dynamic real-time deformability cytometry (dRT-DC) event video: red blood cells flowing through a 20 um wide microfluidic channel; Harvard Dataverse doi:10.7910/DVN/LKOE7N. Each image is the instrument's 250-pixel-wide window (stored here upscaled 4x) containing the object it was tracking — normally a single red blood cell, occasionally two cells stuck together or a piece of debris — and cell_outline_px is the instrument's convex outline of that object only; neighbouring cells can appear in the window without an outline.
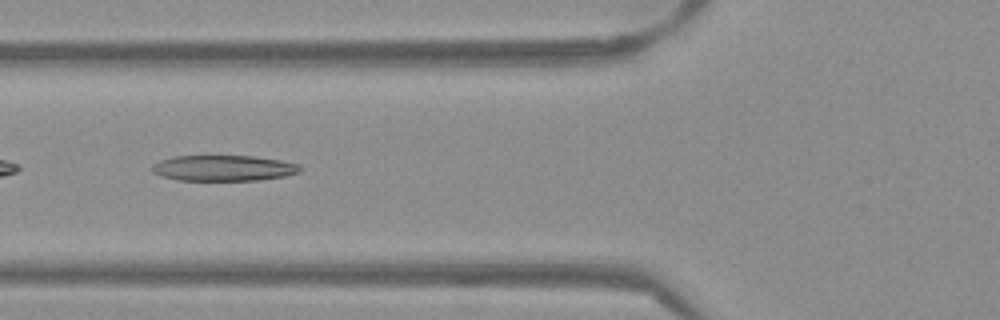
{"species": "Egyptian fruit bat (a non-hibernating species)", "species_latin": "Rousettus aegyptiacus", "temperature_condition": "warm", "stored_images_in_passage": 39, "camera_frame_rate_fps": 3000, "um_per_image_px": 0.085, "frame": {"image": 1, "passage_image": 20, "time_ms": 6.333, "image_size_px": [1000, 320], "cell_outline_px": [[300, 172], [284, 176], [260, 180], [176, 180], [160, 176], [152, 172], [152, 164], [160, 160], [172, 156], [252, 156], [280, 160], [300, 164]], "centroid_in_image_um": [18.96, 14.29], "position_along_channel_um": 106.8, "area_um2": 22.25}}
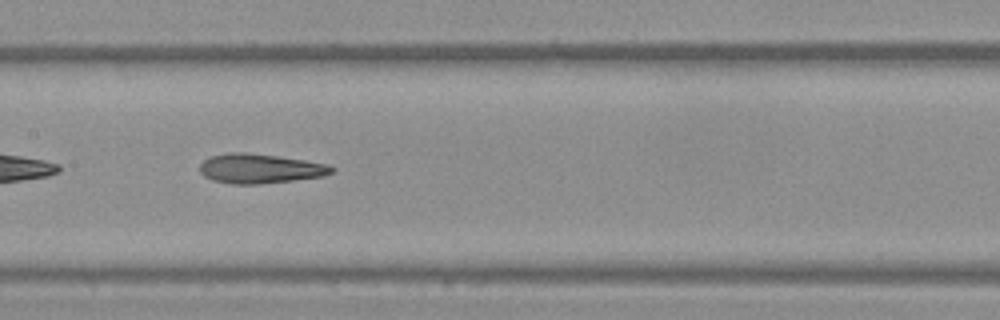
{"frame": {"image": 2, "passage_image": 26, "time_ms": 8.333, "image_size_px": [1000, 320], "cell_outline_px": [[336, 168], [332, 172], [324, 176], [260, 184], [232, 184], [212, 180], [204, 176], [200, 172], [200, 164], [204, 160], [212, 156], [228, 152], [244, 152], [276, 156], [304, 160], [328, 164]], "centroid_in_image_um": [22.09, 14.33], "position_along_channel_um": 185.3, "area_um2": 22.6}}
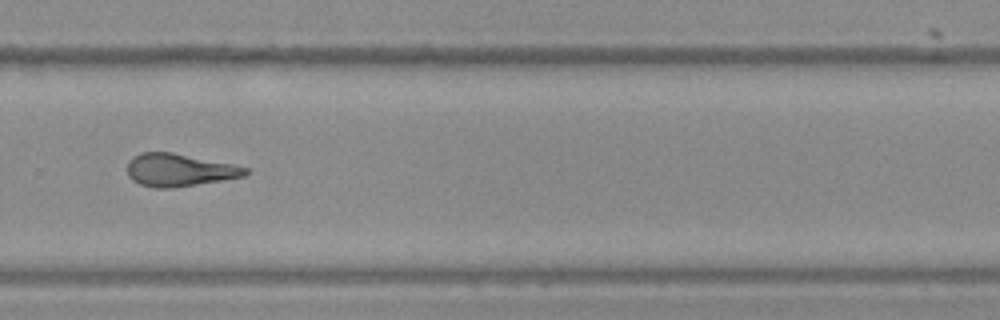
{"frame": {"image": 3, "passage_image": 36, "time_ms": 11.667, "image_size_px": [1000, 320], "cell_outline_px": [[248, 172], [244, 176], [172, 188], [156, 188], [140, 184], [132, 180], [128, 176], [128, 160], [132, 156], [140, 152], [172, 152], [232, 164], [248, 168]], "centroid_in_image_um": [15.18, 14.44], "position_along_channel_um": 314.6, "area_um2": 22.31}}